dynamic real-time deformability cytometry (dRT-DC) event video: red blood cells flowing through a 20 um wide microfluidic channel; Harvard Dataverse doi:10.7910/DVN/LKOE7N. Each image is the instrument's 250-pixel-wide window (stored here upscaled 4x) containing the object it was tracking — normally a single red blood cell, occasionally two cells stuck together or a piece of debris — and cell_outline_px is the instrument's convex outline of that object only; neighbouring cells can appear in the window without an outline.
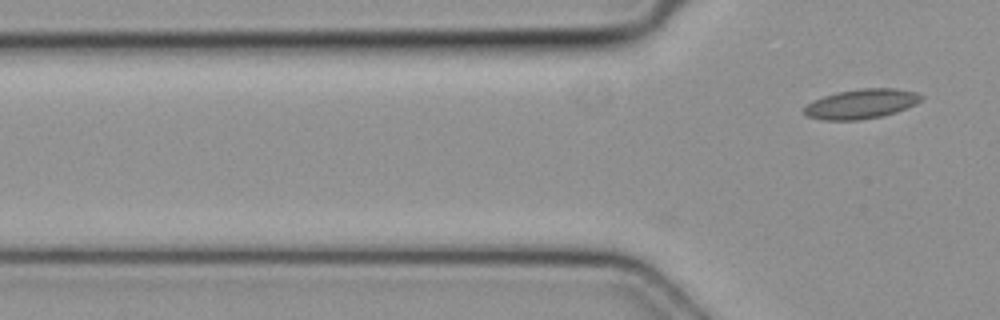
{"species": "common noctule bat (a hibernating species)", "species_latin": "Nyctalus noctula", "temperature_condition": "cold", "stored_images_in_passage": 2, "camera_frame_rate_fps": 3000, "um_per_image_px": 0.085, "animal": {"sex": "female", "body_mass_g": 19.3, "forearm_length_mm": 54.1}, "frame": {"image": 1, "passage_image": 2, "time_ms": 0.333, "image_size_px": [1000, 320], "cell_outline_px": [[924, 96], [916, 104], [896, 112], [880, 116], [860, 120], [824, 120], [808, 116], [804, 112], [804, 108], [808, 104], [824, 96], [836, 92], [860, 88], [896, 88], [916, 92]], "centroid_in_image_um": [73.24, 8.82], "position_along_channel_um": 52.6, "area_um2": 20.06}}